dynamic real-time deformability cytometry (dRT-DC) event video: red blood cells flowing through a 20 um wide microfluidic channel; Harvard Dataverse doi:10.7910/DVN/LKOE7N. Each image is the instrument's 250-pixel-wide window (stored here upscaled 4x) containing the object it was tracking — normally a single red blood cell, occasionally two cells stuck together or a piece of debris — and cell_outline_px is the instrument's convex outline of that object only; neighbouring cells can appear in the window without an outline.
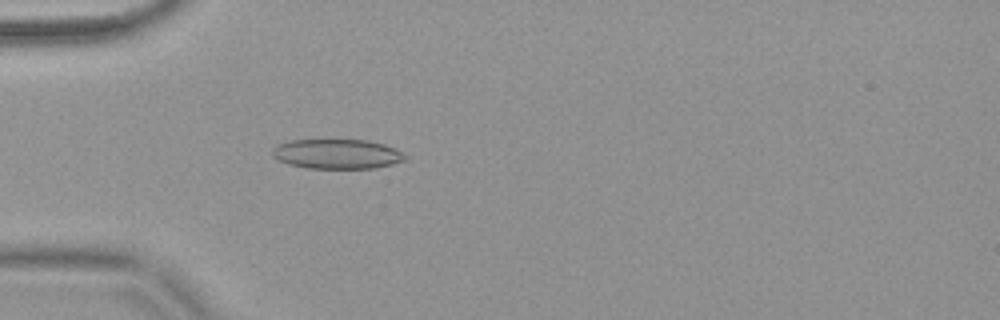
{"species": "common noctule bat (a hibernating species)", "species_latin": "Nyctalus noctula", "temperature_condition": "warm", "stored_images_in_passage": 15, "camera_frame_rate_fps": 3000, "um_per_image_px": 0.085, "animal": {"sex": "female", "body_mass_g": 18.4}, "frame": {"image": 1, "passage_image": 2, "time_ms": 0.333, "image_size_px": [1000, 320], "cell_outline_px": [[408, 156], [404, 160], [392, 164], [376, 168], [308, 168], [288, 164], [272, 156], [272, 148], [280, 144], [292, 140], [328, 136], [368, 140], [384, 144], [396, 148]], "centroid_in_image_um": [28.65, 13.03], "position_along_channel_um": 56.4, "area_um2": 24.04}}
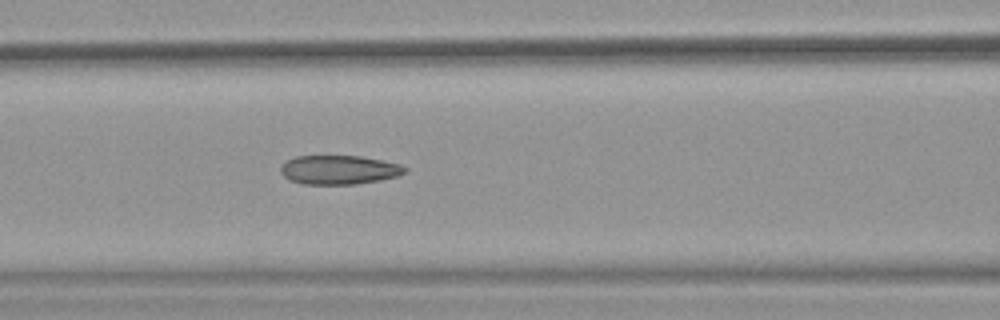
{"frame": {"image": 2, "passage_image": 9, "time_ms": 2.667, "image_size_px": [1000, 320], "cell_outline_px": [[408, 168], [404, 172], [396, 176], [380, 180], [356, 184], [304, 184], [288, 180], [280, 172], [280, 168], [288, 160], [296, 156], [360, 156], [400, 164]], "centroid_in_image_um": [28.8, 14.44], "position_along_channel_um": 137.8, "area_um2": 20.87}}
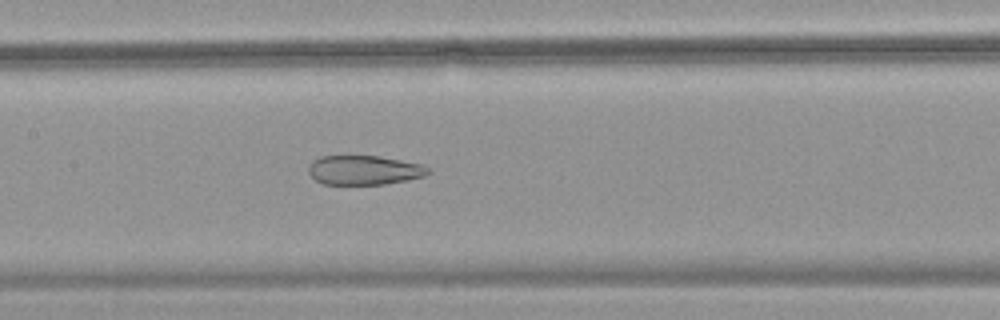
{"frame": {"image": 3, "passage_image": 12, "time_ms": 3.667, "image_size_px": [1000, 320], "cell_outline_px": [[432, 172], [424, 176], [408, 180], [384, 184], [324, 184], [316, 180], [308, 172], [308, 168], [312, 160], [320, 156], [380, 156], [420, 164], [428, 168]], "centroid_in_image_um": [30.94, 14.46], "position_along_channel_um": 176.5, "area_um2": 20.4}}